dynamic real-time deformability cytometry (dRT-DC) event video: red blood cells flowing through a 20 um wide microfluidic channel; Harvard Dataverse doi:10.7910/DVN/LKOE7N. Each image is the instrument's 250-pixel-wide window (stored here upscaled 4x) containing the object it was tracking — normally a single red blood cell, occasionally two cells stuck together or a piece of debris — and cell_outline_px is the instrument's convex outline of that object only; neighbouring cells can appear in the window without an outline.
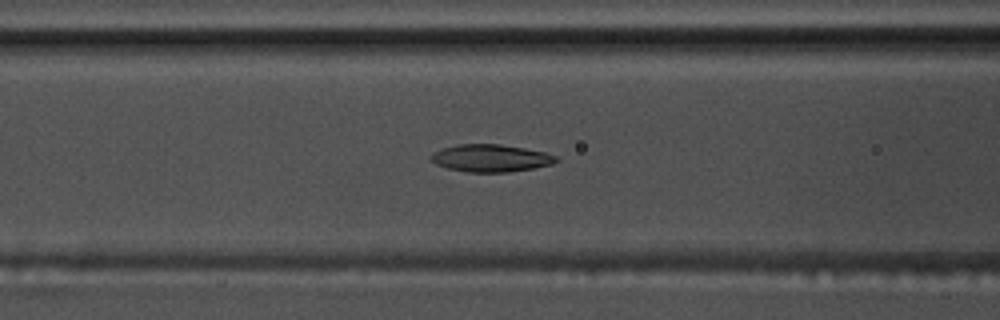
{"species": "common noctule bat (a hibernating species)", "species_latin": "Nyctalus noctula", "temperature_condition": "warm", "stored_images_in_passage": 57, "segment_of_instrument_passage": [1, 2], "camera_frame_rate_fps": 3000, "um_per_image_px": 0.085, "animal": {"sex": "male", "body_mass_g": 17.5, "forearm_length_mm": 52.3}, "frame": {"image": 1, "passage_image": 23, "time_ms": 7.333, "image_size_px": [1000, 320], "cell_outline_px": [[560, 160], [552, 164], [532, 168], [508, 172], [468, 172], [448, 168], [436, 164], [428, 160], [428, 156], [444, 148], [460, 144], [500, 144], [524, 148], [544, 152], [556, 156]], "centroid_in_image_um": [41.7, 13.44], "position_along_channel_um": 124.9, "area_um2": 19.88}}
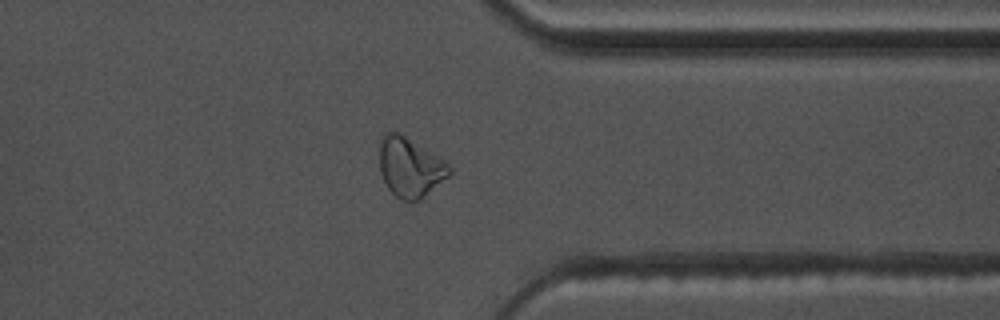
{"frame": {"image": 2, "passage_image": 44, "time_ms": 14.333, "image_size_px": [1000, 320], "cell_outline_px": [[452, 172], [448, 176], [420, 200], [412, 204], [396, 196], [388, 188], [380, 172], [380, 144], [384, 136], [388, 132], [400, 132], [444, 160], [452, 168]], "centroid_in_image_um": [34.87, 14.24], "position_along_channel_um": 376.5, "area_um2": 24.1}}
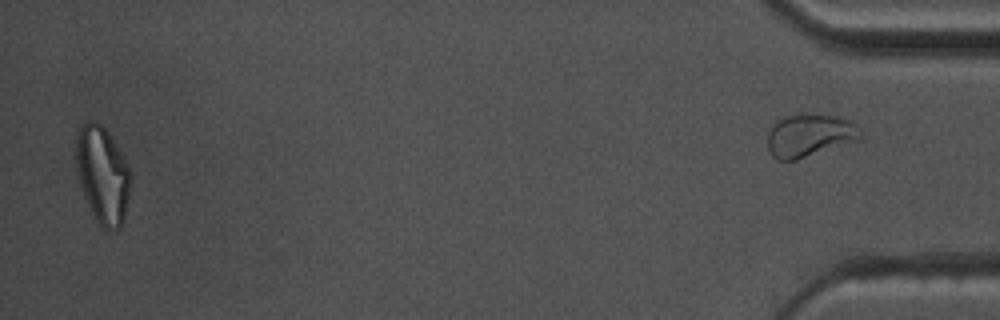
{"frame": {"image": 3, "passage_image": 55, "time_ms": 18.0, "image_size_px": [1000, 320], "cell_outline_px": [[132, 176], [124, 220], [120, 228], [112, 232], [108, 232], [96, 220], [92, 212], [84, 192], [80, 180], [76, 160], [76, 132], [80, 124], [88, 120], [96, 120], [108, 132], [128, 164]], "centroid_in_image_um": [8.74, 14.84], "position_along_channel_um": 426.5, "area_um2": 30.81}}